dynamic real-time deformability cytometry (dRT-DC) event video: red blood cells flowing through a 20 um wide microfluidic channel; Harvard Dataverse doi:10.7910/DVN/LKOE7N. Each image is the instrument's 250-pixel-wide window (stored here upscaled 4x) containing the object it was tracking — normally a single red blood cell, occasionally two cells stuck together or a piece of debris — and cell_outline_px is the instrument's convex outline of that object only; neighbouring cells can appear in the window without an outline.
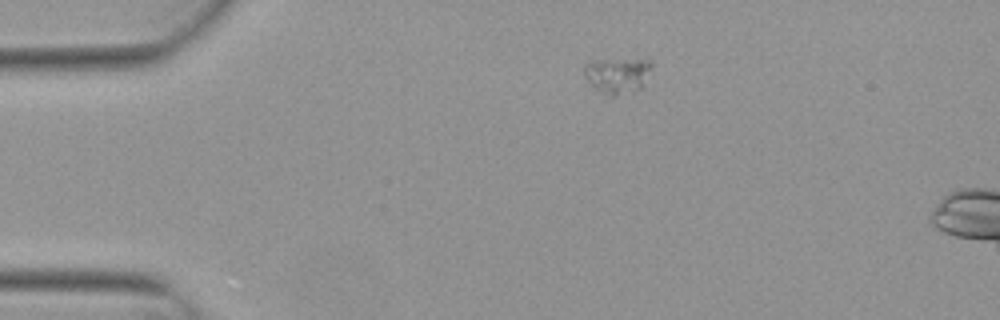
{"species": "Egyptian fruit bat (a non-hibernating species)", "species_latin": "Rousettus aegyptiacus", "temperature_condition": "warm", "stored_images_in_passage": 45, "segment_of_instrument_passage": [1, 2], "camera_frame_rate_fps": 3000, "um_per_image_px": 0.085, "animal": {"sex": "female"}, "frame": {"image": 1, "passage_image": 1, "time_ms": 0.0, "image_size_px": [1000, 320], "cell_outline_px": [[652, 68], [644, 84], [640, 88], [616, 96], [612, 96], [600, 92], [592, 88], [588, 84], [584, 76], [584, 64], [588, 60], [648, 56], [652, 60]], "centroid_in_image_um": [52.49, 6.31], "position_along_channel_um": 32.5, "area_um2": 15.14}}
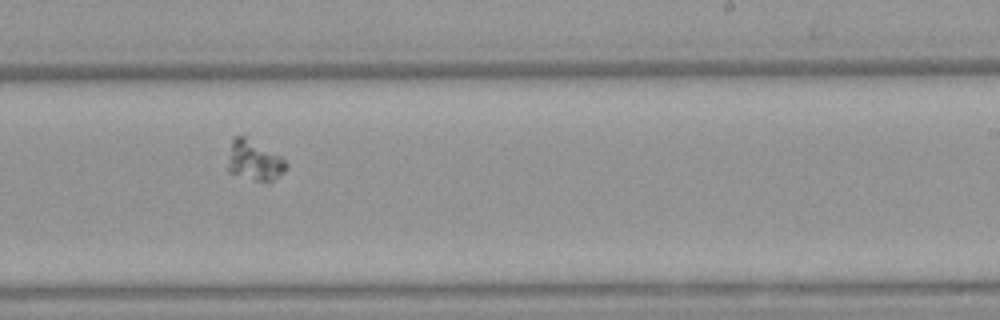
{"frame": {"image": 2, "passage_image": 24, "time_ms": 7.667, "image_size_px": [1000, 320], "cell_outline_px": [[288, 168], [284, 172], [268, 184], [228, 172], [228, 168], [232, 136], [248, 136], [280, 156], [288, 164]], "centroid_in_image_um": [21.65, 13.65], "position_along_channel_um": 267.4, "area_um2": 13.81}}
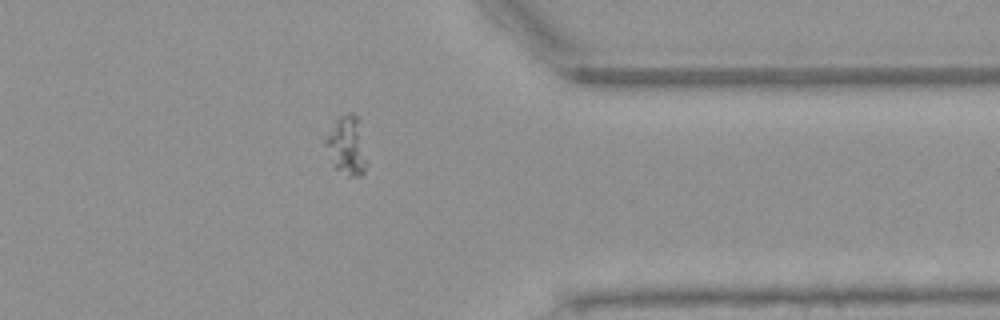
{"frame": {"image": 3, "passage_image": 34, "time_ms": 11.0, "image_size_px": [1000, 320], "cell_outline_px": [[364, 172], [360, 176], [348, 176], [336, 168], [324, 144], [324, 140], [336, 120], [340, 116], [348, 112], [352, 112], [360, 116], [364, 160]], "centroid_in_image_um": [29.46, 12.31], "position_along_channel_um": 381.9, "area_um2": 13.64}}